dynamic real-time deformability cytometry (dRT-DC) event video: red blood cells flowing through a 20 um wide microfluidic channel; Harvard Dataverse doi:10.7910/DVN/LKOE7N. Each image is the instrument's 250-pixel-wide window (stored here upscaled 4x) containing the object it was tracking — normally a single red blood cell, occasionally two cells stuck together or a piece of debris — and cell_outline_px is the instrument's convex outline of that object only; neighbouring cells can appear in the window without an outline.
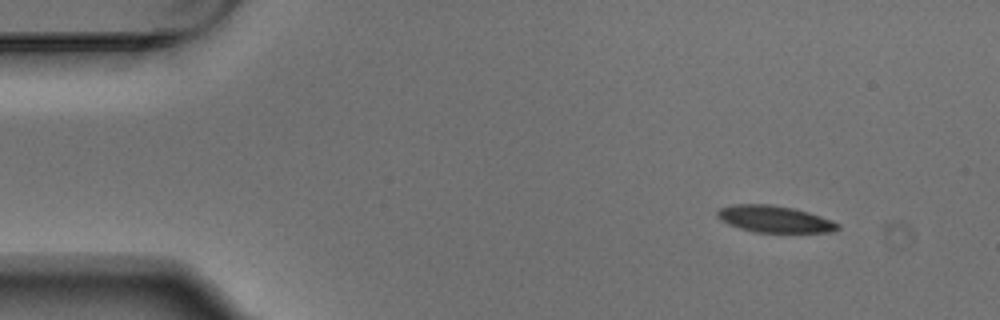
{"species": "Egyptian fruit bat (a non-hibernating species)", "species_latin": "Rousettus aegyptiacus", "temperature_condition": "warm", "stored_images_in_passage": 4, "camera_frame_rate_fps": 3000, "um_per_image_px": 0.085, "animal": {"sex": "male"}, "frame": {"image": 1, "passage_image": 1, "time_ms": 0.0, "image_size_px": [1000, 320], "cell_outline_px": [[840, 228], [836, 232], [752, 232], [728, 224], [720, 220], [716, 216], [716, 212], [720, 208], [736, 204], [768, 204], [792, 208], [808, 212], [832, 220], [840, 224]], "centroid_in_image_um": [65.84, 18.63], "position_along_channel_um": 19.2, "area_um2": 18.79}}
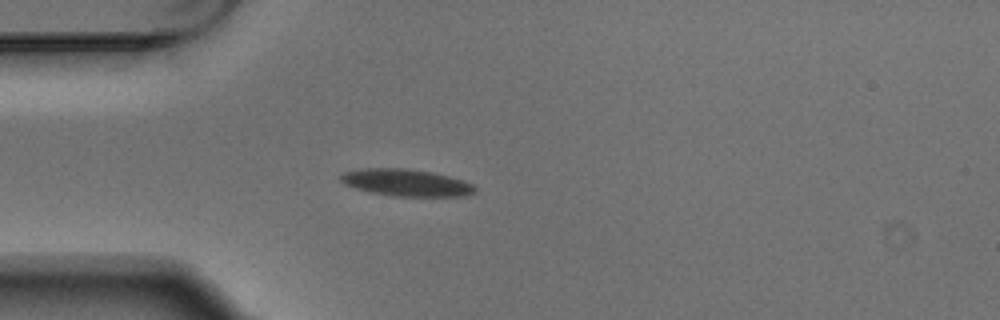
{"frame": {"image": 2, "passage_image": 3, "time_ms": 0.667, "image_size_px": [1000, 320], "cell_outline_px": [[476, 192], [464, 196], [392, 196], [372, 192], [356, 188], [344, 184], [340, 180], [340, 176], [344, 172], [360, 168], [408, 168], [432, 172], [464, 180], [472, 184], [476, 188]], "centroid_in_image_um": [34.53, 15.52], "position_along_channel_um": 50.5, "area_um2": 21.15}}